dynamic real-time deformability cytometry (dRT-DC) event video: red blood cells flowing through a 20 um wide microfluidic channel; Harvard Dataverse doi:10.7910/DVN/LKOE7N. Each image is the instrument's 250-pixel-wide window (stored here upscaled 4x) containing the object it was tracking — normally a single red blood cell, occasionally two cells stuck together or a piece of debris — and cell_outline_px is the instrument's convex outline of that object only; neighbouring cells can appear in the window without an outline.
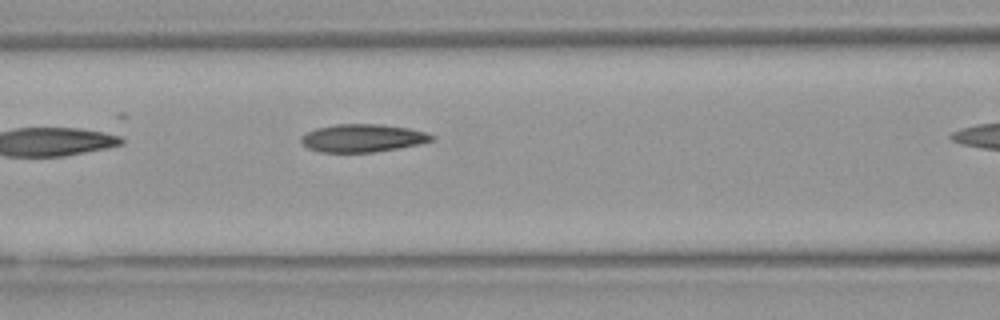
{"species": "Egyptian fruit bat (a non-hibernating species)", "species_latin": "Rousettus aegyptiacus", "temperature_condition": "warm", "stored_images_in_passage": 8, "camera_frame_rate_fps": 3000, "um_per_image_px": 0.085, "animal": {"sex": "female"}, "frame": {"image": 1, "passage_image": 7, "time_ms": 2.0, "image_size_px": [1000, 320], "cell_outline_px": [[436, 136], [432, 140], [420, 144], [372, 152], [320, 152], [308, 148], [300, 140], [300, 136], [304, 132], [316, 128], [336, 124], [380, 124], [408, 128], [424, 132]], "centroid_in_image_um": [30.78, 11.73], "position_along_channel_um": 135.8, "area_um2": 21.15}}